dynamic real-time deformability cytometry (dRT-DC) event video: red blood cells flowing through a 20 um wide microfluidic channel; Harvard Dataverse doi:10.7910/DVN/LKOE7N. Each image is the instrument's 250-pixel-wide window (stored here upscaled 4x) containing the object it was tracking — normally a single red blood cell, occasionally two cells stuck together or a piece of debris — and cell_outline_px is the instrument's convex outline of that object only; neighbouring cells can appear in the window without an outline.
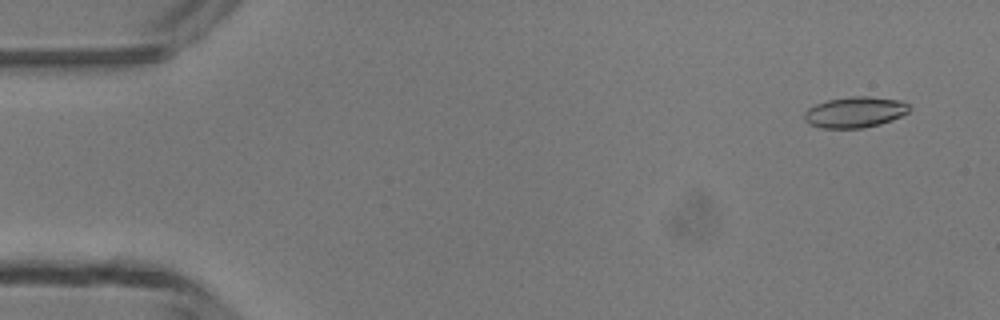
{"species": "common noctule bat (a hibernating species)", "species_latin": "Nyctalus noctula", "temperature_condition": "room temperature", "stored_images_in_passage": 5, "camera_frame_rate_fps": 3000, "um_per_image_px": 0.085, "animal": {"sex": "male", "body_mass_g": 13.3}, "frame": {"image": 1, "passage_image": 1, "time_ms": 0.0, "image_size_px": [1000, 320], "cell_outline_px": [[912, 108], [908, 112], [892, 120], [880, 124], [864, 128], [820, 128], [808, 124], [804, 120], [804, 112], [808, 108], [816, 104], [828, 100], [852, 96], [868, 96], [900, 100], [908, 104]], "centroid_in_image_um": [72.66, 9.54], "position_along_channel_um": 12.3, "area_um2": 19.02}}
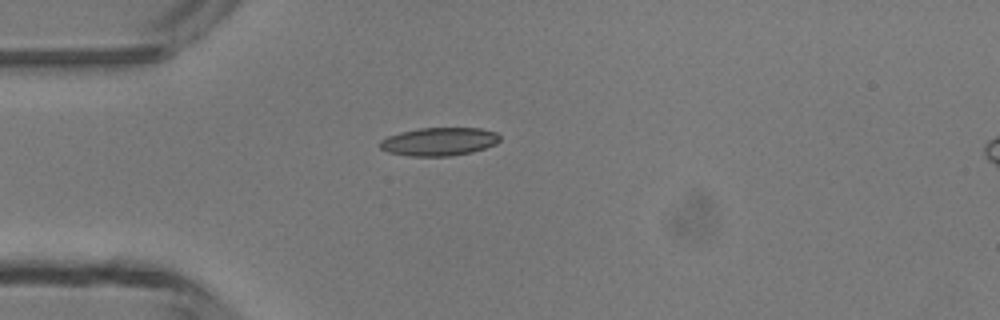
{"frame": {"image": 2, "passage_image": 4, "time_ms": 3.333, "image_size_px": [1000, 320], "cell_outline_px": [[500, 140], [496, 144], [472, 152], [452, 156], [408, 156], [388, 152], [380, 148], [380, 140], [388, 136], [400, 132], [420, 128], [480, 128], [496, 132], [500, 136]], "centroid_in_image_um": [37.33, 12.04], "position_along_channel_um": 47.7, "area_um2": 19.77}}